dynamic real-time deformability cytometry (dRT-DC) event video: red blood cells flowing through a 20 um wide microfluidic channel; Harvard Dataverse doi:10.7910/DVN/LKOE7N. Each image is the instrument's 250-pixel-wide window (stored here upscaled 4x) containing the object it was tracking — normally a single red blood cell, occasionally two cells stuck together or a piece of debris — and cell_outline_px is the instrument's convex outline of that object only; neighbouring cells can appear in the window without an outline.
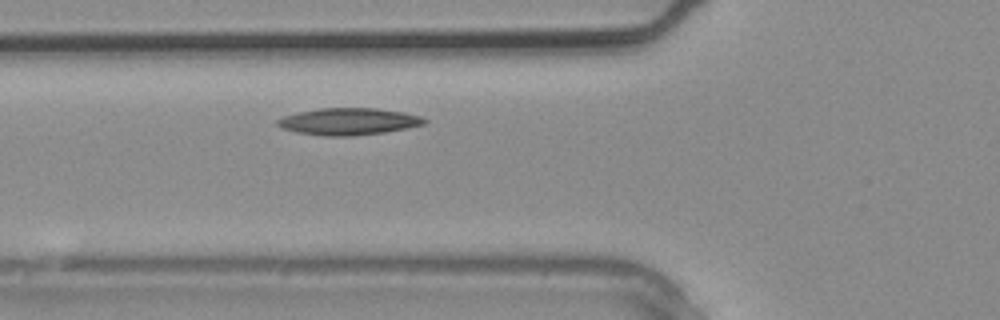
{"species": "common noctule bat (a hibernating species)", "species_latin": "Nyctalus noctula", "temperature_condition": "warm", "stored_images_in_passage": 2, "camera_frame_rate_fps": 3000, "um_per_image_px": 0.085, "animal": {"sex": "male", "body_mass_g": 20.4}, "frame": {"image": 1, "passage_image": 2, "time_ms": 0.333, "image_size_px": [1000, 320], "cell_outline_px": [[428, 120], [424, 124], [408, 128], [384, 132], [352, 136], [324, 136], [296, 132], [284, 128], [276, 124], [276, 120], [284, 116], [300, 112], [320, 108], [376, 108], [404, 112], [420, 116]], "centroid_in_image_um": [29.65, 10.33], "position_along_channel_um": 96.1, "area_um2": 22.95}}